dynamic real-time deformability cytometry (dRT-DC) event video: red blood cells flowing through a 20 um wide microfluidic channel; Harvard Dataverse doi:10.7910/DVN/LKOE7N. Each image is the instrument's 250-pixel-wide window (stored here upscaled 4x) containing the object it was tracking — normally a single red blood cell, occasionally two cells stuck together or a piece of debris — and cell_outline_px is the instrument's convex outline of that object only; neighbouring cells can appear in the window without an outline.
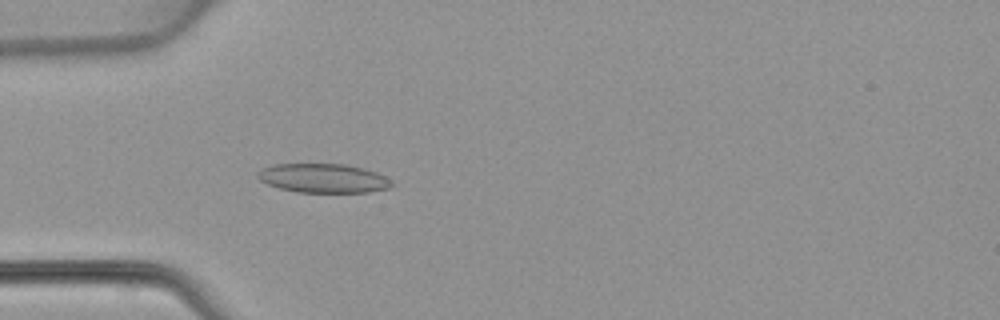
{"species": "common noctule bat (a hibernating species)", "species_latin": "Nyctalus noctula", "temperature_condition": "warm", "stored_images_in_passage": 48, "camera_frame_rate_fps": 3000, "um_per_image_px": 0.085, "animal": {"sex": "female", "body_mass_g": 22.7, "forearm_length_mm": 54.2}, "frame": {"image": 1, "passage_image": 15, "time_ms": 4.667, "image_size_px": [1000, 320], "cell_outline_px": [[396, 184], [388, 188], [368, 192], [296, 192], [280, 188], [268, 184], [260, 180], [256, 176], [256, 172], [272, 164], [348, 164], [364, 168], [376, 172], [392, 180]], "centroid_in_image_um": [27.5, 15.14], "position_along_channel_um": 57.5, "area_um2": 22.83}}
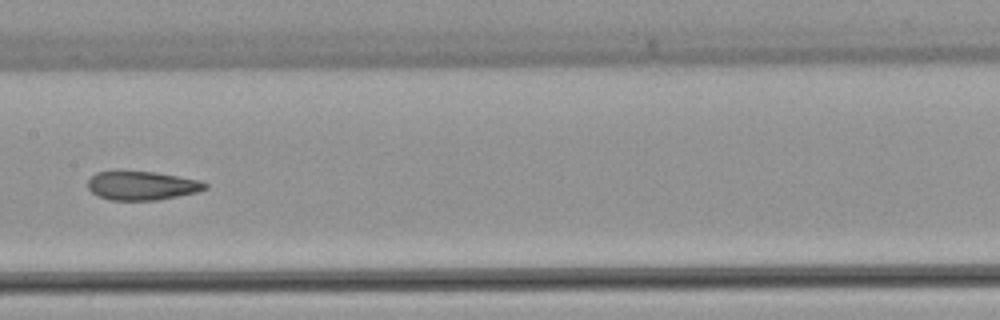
{"frame": {"image": 2, "passage_image": 25, "time_ms": 8.0, "image_size_px": [1000, 320], "cell_outline_px": [[208, 188], [196, 192], [156, 200], [112, 200], [96, 196], [88, 188], [88, 180], [96, 172], [112, 168], [120, 168], [156, 172], [204, 180], [208, 184]], "centroid_in_image_um": [12.03, 15.72], "position_along_channel_um": 195.4, "area_um2": 20.63}}
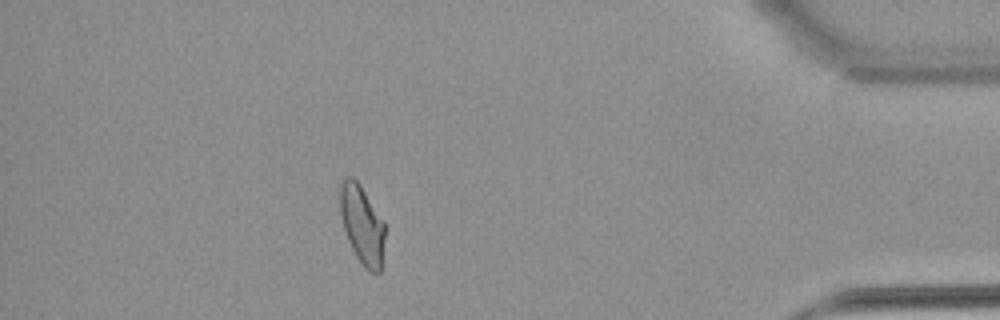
{"frame": {"image": 3, "passage_image": 43, "time_ms": 14.0, "image_size_px": [1000, 320], "cell_outline_px": [[384, 240], [380, 272], [372, 272], [364, 268], [356, 256], [348, 240], [344, 228], [340, 212], [340, 180], [348, 176], [352, 176], [360, 184], [384, 220]], "centroid_in_image_um": [30.77, 19.05], "position_along_channel_um": 404.4, "area_um2": 20.52}}